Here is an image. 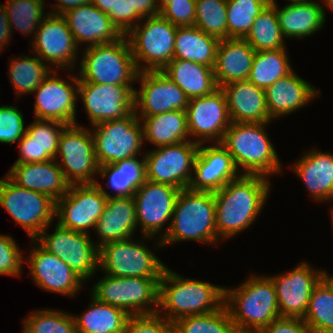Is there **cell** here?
<instances>
[{
    "instance_id": "cell-20",
    "label": "cell",
    "mask_w": 333,
    "mask_h": 333,
    "mask_svg": "<svg viewBox=\"0 0 333 333\" xmlns=\"http://www.w3.org/2000/svg\"><path fill=\"white\" fill-rule=\"evenodd\" d=\"M136 81L141 86L134 90L136 116H152L173 110L186 111L189 98L162 71H141Z\"/></svg>"
},
{
    "instance_id": "cell-51",
    "label": "cell",
    "mask_w": 333,
    "mask_h": 333,
    "mask_svg": "<svg viewBox=\"0 0 333 333\" xmlns=\"http://www.w3.org/2000/svg\"><path fill=\"white\" fill-rule=\"evenodd\" d=\"M159 14L177 27L194 26L196 0H173Z\"/></svg>"
},
{
    "instance_id": "cell-34",
    "label": "cell",
    "mask_w": 333,
    "mask_h": 333,
    "mask_svg": "<svg viewBox=\"0 0 333 333\" xmlns=\"http://www.w3.org/2000/svg\"><path fill=\"white\" fill-rule=\"evenodd\" d=\"M161 71L175 82L189 99L208 95L218 88L213 67L204 64L173 59Z\"/></svg>"
},
{
    "instance_id": "cell-47",
    "label": "cell",
    "mask_w": 333,
    "mask_h": 333,
    "mask_svg": "<svg viewBox=\"0 0 333 333\" xmlns=\"http://www.w3.org/2000/svg\"><path fill=\"white\" fill-rule=\"evenodd\" d=\"M194 26L220 40L227 39V0H196Z\"/></svg>"
},
{
    "instance_id": "cell-35",
    "label": "cell",
    "mask_w": 333,
    "mask_h": 333,
    "mask_svg": "<svg viewBox=\"0 0 333 333\" xmlns=\"http://www.w3.org/2000/svg\"><path fill=\"white\" fill-rule=\"evenodd\" d=\"M137 117L142 119L144 141L147 140L156 148L190 140L187 115L184 110Z\"/></svg>"
},
{
    "instance_id": "cell-8",
    "label": "cell",
    "mask_w": 333,
    "mask_h": 333,
    "mask_svg": "<svg viewBox=\"0 0 333 333\" xmlns=\"http://www.w3.org/2000/svg\"><path fill=\"white\" fill-rule=\"evenodd\" d=\"M160 278L103 276L91 288L98 301L123 309L129 316L156 314Z\"/></svg>"
},
{
    "instance_id": "cell-43",
    "label": "cell",
    "mask_w": 333,
    "mask_h": 333,
    "mask_svg": "<svg viewBox=\"0 0 333 333\" xmlns=\"http://www.w3.org/2000/svg\"><path fill=\"white\" fill-rule=\"evenodd\" d=\"M173 333H238L225 304L209 314L185 316L173 322Z\"/></svg>"
},
{
    "instance_id": "cell-12",
    "label": "cell",
    "mask_w": 333,
    "mask_h": 333,
    "mask_svg": "<svg viewBox=\"0 0 333 333\" xmlns=\"http://www.w3.org/2000/svg\"><path fill=\"white\" fill-rule=\"evenodd\" d=\"M56 162L70 185L96 184L94 176L98 174L99 165L91 129L78 123L67 125L60 134Z\"/></svg>"
},
{
    "instance_id": "cell-19",
    "label": "cell",
    "mask_w": 333,
    "mask_h": 333,
    "mask_svg": "<svg viewBox=\"0 0 333 333\" xmlns=\"http://www.w3.org/2000/svg\"><path fill=\"white\" fill-rule=\"evenodd\" d=\"M58 70H53L34 90V118L38 120H55L66 125L77 124L76 101H78L79 77L69 75L66 81L58 77ZM55 72V73H53ZM73 83V84H72ZM72 84V85H71Z\"/></svg>"
},
{
    "instance_id": "cell-38",
    "label": "cell",
    "mask_w": 333,
    "mask_h": 333,
    "mask_svg": "<svg viewBox=\"0 0 333 333\" xmlns=\"http://www.w3.org/2000/svg\"><path fill=\"white\" fill-rule=\"evenodd\" d=\"M89 309L74 315L77 333H123L129 315L121 308L102 303L91 295Z\"/></svg>"
},
{
    "instance_id": "cell-61",
    "label": "cell",
    "mask_w": 333,
    "mask_h": 333,
    "mask_svg": "<svg viewBox=\"0 0 333 333\" xmlns=\"http://www.w3.org/2000/svg\"><path fill=\"white\" fill-rule=\"evenodd\" d=\"M270 3H276V0H269ZM290 2H308L312 0H289Z\"/></svg>"
},
{
    "instance_id": "cell-30",
    "label": "cell",
    "mask_w": 333,
    "mask_h": 333,
    "mask_svg": "<svg viewBox=\"0 0 333 333\" xmlns=\"http://www.w3.org/2000/svg\"><path fill=\"white\" fill-rule=\"evenodd\" d=\"M255 53L245 39H221L213 67L217 87L247 80Z\"/></svg>"
},
{
    "instance_id": "cell-16",
    "label": "cell",
    "mask_w": 333,
    "mask_h": 333,
    "mask_svg": "<svg viewBox=\"0 0 333 333\" xmlns=\"http://www.w3.org/2000/svg\"><path fill=\"white\" fill-rule=\"evenodd\" d=\"M106 201V195L97 184L69 185L67 193L56 201L57 223L63 228L89 234L103 214Z\"/></svg>"
},
{
    "instance_id": "cell-37",
    "label": "cell",
    "mask_w": 333,
    "mask_h": 333,
    "mask_svg": "<svg viewBox=\"0 0 333 333\" xmlns=\"http://www.w3.org/2000/svg\"><path fill=\"white\" fill-rule=\"evenodd\" d=\"M220 39L209 35L196 26L178 27L173 59L214 67Z\"/></svg>"
},
{
    "instance_id": "cell-33",
    "label": "cell",
    "mask_w": 333,
    "mask_h": 333,
    "mask_svg": "<svg viewBox=\"0 0 333 333\" xmlns=\"http://www.w3.org/2000/svg\"><path fill=\"white\" fill-rule=\"evenodd\" d=\"M276 8L279 25L284 38L302 39L310 37L321 30L326 22V13L323 3L316 1L290 2L280 8L276 3H272Z\"/></svg>"
},
{
    "instance_id": "cell-60",
    "label": "cell",
    "mask_w": 333,
    "mask_h": 333,
    "mask_svg": "<svg viewBox=\"0 0 333 333\" xmlns=\"http://www.w3.org/2000/svg\"><path fill=\"white\" fill-rule=\"evenodd\" d=\"M324 3V9L328 7V10H331L333 12V0H323Z\"/></svg>"
},
{
    "instance_id": "cell-1",
    "label": "cell",
    "mask_w": 333,
    "mask_h": 333,
    "mask_svg": "<svg viewBox=\"0 0 333 333\" xmlns=\"http://www.w3.org/2000/svg\"><path fill=\"white\" fill-rule=\"evenodd\" d=\"M269 179L259 175H240L213 192L219 239L233 238L256 221L271 193Z\"/></svg>"
},
{
    "instance_id": "cell-9",
    "label": "cell",
    "mask_w": 333,
    "mask_h": 333,
    "mask_svg": "<svg viewBox=\"0 0 333 333\" xmlns=\"http://www.w3.org/2000/svg\"><path fill=\"white\" fill-rule=\"evenodd\" d=\"M144 240L122 239L104 243L99 247V269L113 277L161 278L167 265L152 252Z\"/></svg>"
},
{
    "instance_id": "cell-53",
    "label": "cell",
    "mask_w": 333,
    "mask_h": 333,
    "mask_svg": "<svg viewBox=\"0 0 333 333\" xmlns=\"http://www.w3.org/2000/svg\"><path fill=\"white\" fill-rule=\"evenodd\" d=\"M108 16L122 35H127L131 31V4L128 0H116L114 11Z\"/></svg>"
},
{
    "instance_id": "cell-24",
    "label": "cell",
    "mask_w": 333,
    "mask_h": 333,
    "mask_svg": "<svg viewBox=\"0 0 333 333\" xmlns=\"http://www.w3.org/2000/svg\"><path fill=\"white\" fill-rule=\"evenodd\" d=\"M199 145L189 189L192 191L215 192L241 174L232 156L221 143Z\"/></svg>"
},
{
    "instance_id": "cell-55",
    "label": "cell",
    "mask_w": 333,
    "mask_h": 333,
    "mask_svg": "<svg viewBox=\"0 0 333 333\" xmlns=\"http://www.w3.org/2000/svg\"><path fill=\"white\" fill-rule=\"evenodd\" d=\"M11 33L12 32L10 29V24L8 22L7 11H6L5 5L0 4V51L5 50V48H7L6 46L12 40V39H10L12 37Z\"/></svg>"
},
{
    "instance_id": "cell-26",
    "label": "cell",
    "mask_w": 333,
    "mask_h": 333,
    "mask_svg": "<svg viewBox=\"0 0 333 333\" xmlns=\"http://www.w3.org/2000/svg\"><path fill=\"white\" fill-rule=\"evenodd\" d=\"M17 186L45 194L55 202L69 188L56 160L13 164L6 175Z\"/></svg>"
},
{
    "instance_id": "cell-5",
    "label": "cell",
    "mask_w": 333,
    "mask_h": 333,
    "mask_svg": "<svg viewBox=\"0 0 333 333\" xmlns=\"http://www.w3.org/2000/svg\"><path fill=\"white\" fill-rule=\"evenodd\" d=\"M215 219L213 192L181 189L176 199L169 231L161 239L162 246L185 240L217 246L216 243H219L220 239Z\"/></svg>"
},
{
    "instance_id": "cell-21",
    "label": "cell",
    "mask_w": 333,
    "mask_h": 333,
    "mask_svg": "<svg viewBox=\"0 0 333 333\" xmlns=\"http://www.w3.org/2000/svg\"><path fill=\"white\" fill-rule=\"evenodd\" d=\"M78 97L92 125L124 118L134 111V91L127 85L79 81Z\"/></svg>"
},
{
    "instance_id": "cell-14",
    "label": "cell",
    "mask_w": 333,
    "mask_h": 333,
    "mask_svg": "<svg viewBox=\"0 0 333 333\" xmlns=\"http://www.w3.org/2000/svg\"><path fill=\"white\" fill-rule=\"evenodd\" d=\"M198 143L193 140L157 147L144 153L146 180L188 188L193 176Z\"/></svg>"
},
{
    "instance_id": "cell-10",
    "label": "cell",
    "mask_w": 333,
    "mask_h": 333,
    "mask_svg": "<svg viewBox=\"0 0 333 333\" xmlns=\"http://www.w3.org/2000/svg\"><path fill=\"white\" fill-rule=\"evenodd\" d=\"M92 127L91 134L99 166L131 159L142 152L145 143L143 126L134 111L124 118L101 122Z\"/></svg>"
},
{
    "instance_id": "cell-59",
    "label": "cell",
    "mask_w": 333,
    "mask_h": 333,
    "mask_svg": "<svg viewBox=\"0 0 333 333\" xmlns=\"http://www.w3.org/2000/svg\"><path fill=\"white\" fill-rule=\"evenodd\" d=\"M173 2V0H156L159 12L168 4Z\"/></svg>"
},
{
    "instance_id": "cell-50",
    "label": "cell",
    "mask_w": 333,
    "mask_h": 333,
    "mask_svg": "<svg viewBox=\"0 0 333 333\" xmlns=\"http://www.w3.org/2000/svg\"><path fill=\"white\" fill-rule=\"evenodd\" d=\"M123 333H173V322L157 313L129 316Z\"/></svg>"
},
{
    "instance_id": "cell-15",
    "label": "cell",
    "mask_w": 333,
    "mask_h": 333,
    "mask_svg": "<svg viewBox=\"0 0 333 333\" xmlns=\"http://www.w3.org/2000/svg\"><path fill=\"white\" fill-rule=\"evenodd\" d=\"M180 191L181 189L168 184L146 180L133 195L137 226H140L141 232L143 231L142 236L155 237L157 248L163 247L161 239L169 231L176 199ZM167 221H170L169 227L161 234ZM158 233L161 234L159 237Z\"/></svg>"
},
{
    "instance_id": "cell-48",
    "label": "cell",
    "mask_w": 333,
    "mask_h": 333,
    "mask_svg": "<svg viewBox=\"0 0 333 333\" xmlns=\"http://www.w3.org/2000/svg\"><path fill=\"white\" fill-rule=\"evenodd\" d=\"M23 113L17 106H0V143H16L26 134Z\"/></svg>"
},
{
    "instance_id": "cell-32",
    "label": "cell",
    "mask_w": 333,
    "mask_h": 333,
    "mask_svg": "<svg viewBox=\"0 0 333 333\" xmlns=\"http://www.w3.org/2000/svg\"><path fill=\"white\" fill-rule=\"evenodd\" d=\"M137 228L135 201L133 197L107 198L103 214L97 220L95 233L100 239L96 245L128 239Z\"/></svg>"
},
{
    "instance_id": "cell-44",
    "label": "cell",
    "mask_w": 333,
    "mask_h": 333,
    "mask_svg": "<svg viewBox=\"0 0 333 333\" xmlns=\"http://www.w3.org/2000/svg\"><path fill=\"white\" fill-rule=\"evenodd\" d=\"M269 0H227V39H244Z\"/></svg>"
},
{
    "instance_id": "cell-6",
    "label": "cell",
    "mask_w": 333,
    "mask_h": 333,
    "mask_svg": "<svg viewBox=\"0 0 333 333\" xmlns=\"http://www.w3.org/2000/svg\"><path fill=\"white\" fill-rule=\"evenodd\" d=\"M84 51L79 62V81L127 85L135 90L132 83L136 82L139 71L126 35L112 43L85 47Z\"/></svg>"
},
{
    "instance_id": "cell-25",
    "label": "cell",
    "mask_w": 333,
    "mask_h": 333,
    "mask_svg": "<svg viewBox=\"0 0 333 333\" xmlns=\"http://www.w3.org/2000/svg\"><path fill=\"white\" fill-rule=\"evenodd\" d=\"M62 16L78 47L83 42L87 43L86 47L112 43L123 36L113 25L110 17L91 2L70 9Z\"/></svg>"
},
{
    "instance_id": "cell-13",
    "label": "cell",
    "mask_w": 333,
    "mask_h": 333,
    "mask_svg": "<svg viewBox=\"0 0 333 333\" xmlns=\"http://www.w3.org/2000/svg\"><path fill=\"white\" fill-rule=\"evenodd\" d=\"M47 226L34 240L45 250L54 254L75 271L85 282L95 275L99 268V248L90 234L75 232L58 223L54 233H48Z\"/></svg>"
},
{
    "instance_id": "cell-45",
    "label": "cell",
    "mask_w": 333,
    "mask_h": 333,
    "mask_svg": "<svg viewBox=\"0 0 333 333\" xmlns=\"http://www.w3.org/2000/svg\"><path fill=\"white\" fill-rule=\"evenodd\" d=\"M7 18L11 32L14 28L24 35L36 33L42 20L48 13L45 10V0H6ZM45 14V15H44ZM13 30V31H12Z\"/></svg>"
},
{
    "instance_id": "cell-4",
    "label": "cell",
    "mask_w": 333,
    "mask_h": 333,
    "mask_svg": "<svg viewBox=\"0 0 333 333\" xmlns=\"http://www.w3.org/2000/svg\"><path fill=\"white\" fill-rule=\"evenodd\" d=\"M270 123L231 122L225 131L221 144L232 156L241 175L269 178L281 173V160L265 129Z\"/></svg>"
},
{
    "instance_id": "cell-7",
    "label": "cell",
    "mask_w": 333,
    "mask_h": 333,
    "mask_svg": "<svg viewBox=\"0 0 333 333\" xmlns=\"http://www.w3.org/2000/svg\"><path fill=\"white\" fill-rule=\"evenodd\" d=\"M177 28L159 14L143 18L126 35L139 72L161 71L173 60Z\"/></svg>"
},
{
    "instance_id": "cell-2",
    "label": "cell",
    "mask_w": 333,
    "mask_h": 333,
    "mask_svg": "<svg viewBox=\"0 0 333 333\" xmlns=\"http://www.w3.org/2000/svg\"><path fill=\"white\" fill-rule=\"evenodd\" d=\"M224 301L225 287L184 278L166 266L159 281L157 314L175 322L185 316L218 311Z\"/></svg>"
},
{
    "instance_id": "cell-57",
    "label": "cell",
    "mask_w": 333,
    "mask_h": 333,
    "mask_svg": "<svg viewBox=\"0 0 333 333\" xmlns=\"http://www.w3.org/2000/svg\"><path fill=\"white\" fill-rule=\"evenodd\" d=\"M116 0H91V3L95 5L100 11L107 15L114 11V3Z\"/></svg>"
},
{
    "instance_id": "cell-18",
    "label": "cell",
    "mask_w": 333,
    "mask_h": 333,
    "mask_svg": "<svg viewBox=\"0 0 333 333\" xmlns=\"http://www.w3.org/2000/svg\"><path fill=\"white\" fill-rule=\"evenodd\" d=\"M186 115L189 137L193 136L198 144L221 143L231 124L226 97L220 87L208 95L189 99Z\"/></svg>"
},
{
    "instance_id": "cell-27",
    "label": "cell",
    "mask_w": 333,
    "mask_h": 333,
    "mask_svg": "<svg viewBox=\"0 0 333 333\" xmlns=\"http://www.w3.org/2000/svg\"><path fill=\"white\" fill-rule=\"evenodd\" d=\"M319 91L313 85L300 78L293 70L287 76L278 79L265 89L266 105L273 120L293 112L309 104L319 97Z\"/></svg>"
},
{
    "instance_id": "cell-22",
    "label": "cell",
    "mask_w": 333,
    "mask_h": 333,
    "mask_svg": "<svg viewBox=\"0 0 333 333\" xmlns=\"http://www.w3.org/2000/svg\"><path fill=\"white\" fill-rule=\"evenodd\" d=\"M269 277L275 285L280 316L303 318L313 288L322 278V270L313 269L305 261L290 272Z\"/></svg>"
},
{
    "instance_id": "cell-56",
    "label": "cell",
    "mask_w": 333,
    "mask_h": 333,
    "mask_svg": "<svg viewBox=\"0 0 333 333\" xmlns=\"http://www.w3.org/2000/svg\"><path fill=\"white\" fill-rule=\"evenodd\" d=\"M55 1L57 2L52 6V8H54V11L52 9L51 12L48 13L58 14V15H62L70 9L91 2V0H55Z\"/></svg>"
},
{
    "instance_id": "cell-29",
    "label": "cell",
    "mask_w": 333,
    "mask_h": 333,
    "mask_svg": "<svg viewBox=\"0 0 333 333\" xmlns=\"http://www.w3.org/2000/svg\"><path fill=\"white\" fill-rule=\"evenodd\" d=\"M66 126L55 120L35 119L18 142L20 157L14 164L56 160L60 134Z\"/></svg>"
},
{
    "instance_id": "cell-63",
    "label": "cell",
    "mask_w": 333,
    "mask_h": 333,
    "mask_svg": "<svg viewBox=\"0 0 333 333\" xmlns=\"http://www.w3.org/2000/svg\"><path fill=\"white\" fill-rule=\"evenodd\" d=\"M331 218H332V219H331V221H332L331 223H332V228H333V216H331Z\"/></svg>"
},
{
    "instance_id": "cell-23",
    "label": "cell",
    "mask_w": 333,
    "mask_h": 333,
    "mask_svg": "<svg viewBox=\"0 0 333 333\" xmlns=\"http://www.w3.org/2000/svg\"><path fill=\"white\" fill-rule=\"evenodd\" d=\"M29 274L34 283L48 292L74 297L80 291L85 281L70 266L42 248L34 239H31Z\"/></svg>"
},
{
    "instance_id": "cell-36",
    "label": "cell",
    "mask_w": 333,
    "mask_h": 333,
    "mask_svg": "<svg viewBox=\"0 0 333 333\" xmlns=\"http://www.w3.org/2000/svg\"><path fill=\"white\" fill-rule=\"evenodd\" d=\"M145 157L120 160L113 164L99 166L98 175L108 178V187L115 190V194L108 193L97 181L101 191L110 197H133L137 188L146 181Z\"/></svg>"
},
{
    "instance_id": "cell-42",
    "label": "cell",
    "mask_w": 333,
    "mask_h": 333,
    "mask_svg": "<svg viewBox=\"0 0 333 333\" xmlns=\"http://www.w3.org/2000/svg\"><path fill=\"white\" fill-rule=\"evenodd\" d=\"M302 319L311 331L333 333V289L323 278L313 288Z\"/></svg>"
},
{
    "instance_id": "cell-49",
    "label": "cell",
    "mask_w": 333,
    "mask_h": 333,
    "mask_svg": "<svg viewBox=\"0 0 333 333\" xmlns=\"http://www.w3.org/2000/svg\"><path fill=\"white\" fill-rule=\"evenodd\" d=\"M24 261L18 243L10 235L0 234V275L19 277Z\"/></svg>"
},
{
    "instance_id": "cell-39",
    "label": "cell",
    "mask_w": 333,
    "mask_h": 333,
    "mask_svg": "<svg viewBox=\"0 0 333 333\" xmlns=\"http://www.w3.org/2000/svg\"><path fill=\"white\" fill-rule=\"evenodd\" d=\"M286 49L256 51L248 81L266 89L291 73L292 68Z\"/></svg>"
},
{
    "instance_id": "cell-17",
    "label": "cell",
    "mask_w": 333,
    "mask_h": 333,
    "mask_svg": "<svg viewBox=\"0 0 333 333\" xmlns=\"http://www.w3.org/2000/svg\"><path fill=\"white\" fill-rule=\"evenodd\" d=\"M31 40L32 53L48 66L74 70L79 48L62 15L46 14Z\"/></svg>"
},
{
    "instance_id": "cell-54",
    "label": "cell",
    "mask_w": 333,
    "mask_h": 333,
    "mask_svg": "<svg viewBox=\"0 0 333 333\" xmlns=\"http://www.w3.org/2000/svg\"><path fill=\"white\" fill-rule=\"evenodd\" d=\"M131 4V30L143 19L159 15L156 0H128Z\"/></svg>"
},
{
    "instance_id": "cell-11",
    "label": "cell",
    "mask_w": 333,
    "mask_h": 333,
    "mask_svg": "<svg viewBox=\"0 0 333 333\" xmlns=\"http://www.w3.org/2000/svg\"><path fill=\"white\" fill-rule=\"evenodd\" d=\"M0 206L34 239L55 217L56 202L49 196L22 188L7 176L0 179Z\"/></svg>"
},
{
    "instance_id": "cell-41",
    "label": "cell",
    "mask_w": 333,
    "mask_h": 333,
    "mask_svg": "<svg viewBox=\"0 0 333 333\" xmlns=\"http://www.w3.org/2000/svg\"><path fill=\"white\" fill-rule=\"evenodd\" d=\"M244 39L255 51L286 49L276 8L272 3L258 15Z\"/></svg>"
},
{
    "instance_id": "cell-3",
    "label": "cell",
    "mask_w": 333,
    "mask_h": 333,
    "mask_svg": "<svg viewBox=\"0 0 333 333\" xmlns=\"http://www.w3.org/2000/svg\"><path fill=\"white\" fill-rule=\"evenodd\" d=\"M224 304L238 333H260L281 317L275 285L269 276L253 274L236 288L225 287Z\"/></svg>"
},
{
    "instance_id": "cell-62",
    "label": "cell",
    "mask_w": 333,
    "mask_h": 333,
    "mask_svg": "<svg viewBox=\"0 0 333 333\" xmlns=\"http://www.w3.org/2000/svg\"><path fill=\"white\" fill-rule=\"evenodd\" d=\"M311 333H324V332L311 331Z\"/></svg>"
},
{
    "instance_id": "cell-46",
    "label": "cell",
    "mask_w": 333,
    "mask_h": 333,
    "mask_svg": "<svg viewBox=\"0 0 333 333\" xmlns=\"http://www.w3.org/2000/svg\"><path fill=\"white\" fill-rule=\"evenodd\" d=\"M23 333H77L73 315L55 309L34 310L23 320Z\"/></svg>"
},
{
    "instance_id": "cell-40",
    "label": "cell",
    "mask_w": 333,
    "mask_h": 333,
    "mask_svg": "<svg viewBox=\"0 0 333 333\" xmlns=\"http://www.w3.org/2000/svg\"><path fill=\"white\" fill-rule=\"evenodd\" d=\"M9 77L15 95L21 97L25 94H33L34 90L44 81L52 71L41 59L19 56L9 60ZM21 95V96H20Z\"/></svg>"
},
{
    "instance_id": "cell-31",
    "label": "cell",
    "mask_w": 333,
    "mask_h": 333,
    "mask_svg": "<svg viewBox=\"0 0 333 333\" xmlns=\"http://www.w3.org/2000/svg\"><path fill=\"white\" fill-rule=\"evenodd\" d=\"M290 167L318 202L333 200V154L308 150Z\"/></svg>"
},
{
    "instance_id": "cell-28",
    "label": "cell",
    "mask_w": 333,
    "mask_h": 333,
    "mask_svg": "<svg viewBox=\"0 0 333 333\" xmlns=\"http://www.w3.org/2000/svg\"><path fill=\"white\" fill-rule=\"evenodd\" d=\"M225 94L231 122L266 123L273 121L266 105L265 90L248 80L220 87Z\"/></svg>"
},
{
    "instance_id": "cell-52",
    "label": "cell",
    "mask_w": 333,
    "mask_h": 333,
    "mask_svg": "<svg viewBox=\"0 0 333 333\" xmlns=\"http://www.w3.org/2000/svg\"><path fill=\"white\" fill-rule=\"evenodd\" d=\"M260 333H311L302 318L280 317L273 320Z\"/></svg>"
},
{
    "instance_id": "cell-58",
    "label": "cell",
    "mask_w": 333,
    "mask_h": 333,
    "mask_svg": "<svg viewBox=\"0 0 333 333\" xmlns=\"http://www.w3.org/2000/svg\"><path fill=\"white\" fill-rule=\"evenodd\" d=\"M322 278L333 289V275L327 273V271L322 270Z\"/></svg>"
}]
</instances>
